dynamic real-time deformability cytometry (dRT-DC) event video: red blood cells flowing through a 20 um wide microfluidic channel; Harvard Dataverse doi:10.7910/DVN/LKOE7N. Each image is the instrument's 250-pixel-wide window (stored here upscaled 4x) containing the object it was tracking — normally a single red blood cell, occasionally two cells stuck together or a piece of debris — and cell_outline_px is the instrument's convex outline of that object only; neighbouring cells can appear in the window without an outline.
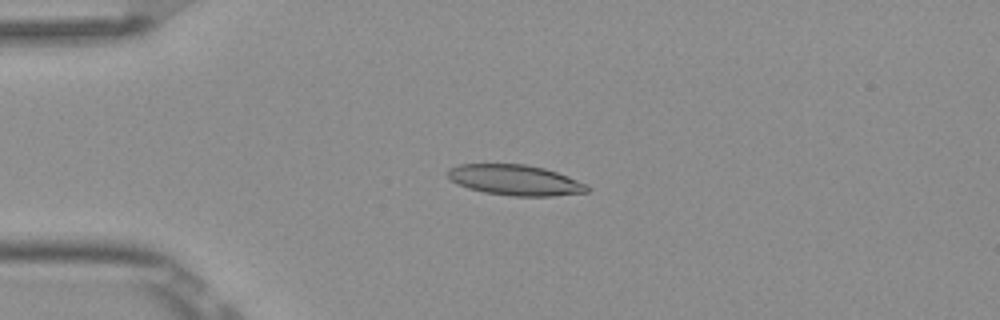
{"species": "Egyptian fruit bat (a non-hibernating species)", "species_latin": "Rousettus aegyptiacus", "temperature_condition": "room temperature", "stored_images_in_passage": 4, "camera_frame_rate_fps": 3000, "um_per_image_px": 0.085, "frame": {"image": 1, "passage_image": 3, "time_ms": 0.667, "image_size_px": [1000, 320], "cell_outline_px": [[588, 192], [552, 196], [512, 196], [484, 192], [468, 188], [452, 180], [448, 176], [448, 168], [460, 164], [524, 164], [544, 168], [568, 176], [588, 184]], "centroid_in_image_um": [43.81, 15.3], "position_along_channel_um": 41.2, "area_um2": 24.68}}